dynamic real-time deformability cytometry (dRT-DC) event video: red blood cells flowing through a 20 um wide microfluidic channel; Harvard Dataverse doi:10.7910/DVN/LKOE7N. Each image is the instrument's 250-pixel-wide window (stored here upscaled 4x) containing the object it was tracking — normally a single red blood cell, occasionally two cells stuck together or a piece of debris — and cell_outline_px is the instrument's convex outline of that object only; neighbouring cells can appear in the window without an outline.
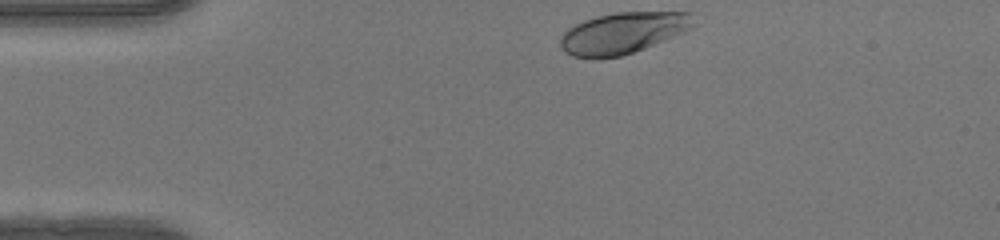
{"species": "human", "species_latin": "Homo sapiens", "temperature_condition": "warm", "stored_images_in_passage": 33, "camera_frame_rate_fps": 3000, "um_per_image_px": 0.085, "donor": {"sex": "female"}, "frame": {"image": 1, "passage_image": 1, "time_ms": 0.0, "image_size_px": [1000, 240], "cell_outline_px": [[680, 12], [640, 48], [632, 52], [616, 56], [576, 56], [568, 52], [564, 48], [564, 36], [572, 28], [588, 20], [604, 16], [624, 12]], "centroid_in_image_um": [52.3, 2.84], "position_along_channel_um": 32.7, "area_um2": 24.97}}
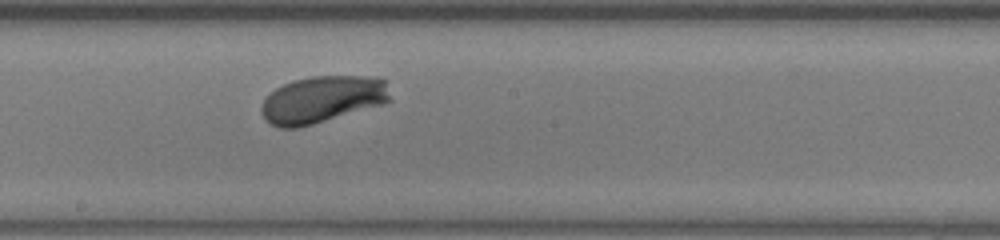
{"frame": {"image": 2, "passage_image": 19, "time_ms": 6.0, "image_size_px": [1000, 240], "cell_outline_px": [[388, 100], [308, 124], [272, 124], [264, 116], [264, 104], [268, 96], [272, 92], [288, 84], [300, 80], [324, 76], [340, 76], [384, 80]], "centroid_in_image_um": [27.37, 8.4], "position_along_channel_um": 220.8, "area_um2": 31.33}}
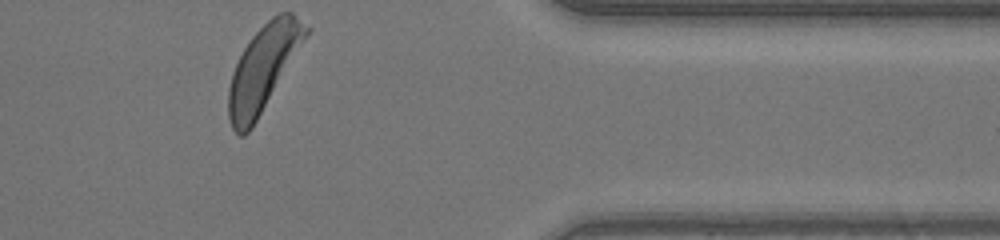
{"frame": {"image": 3, "passage_image": 33, "time_ms": 10.667, "image_size_px": [1000, 240], "cell_outline_px": [[300, 32], [260, 112], [252, 124], [244, 132], [236, 132], [232, 128], [228, 112], [228, 96], [232, 76], [236, 64], [240, 56], [256, 32], [268, 20], [284, 12], [288, 12], [292, 16], [300, 28]], "centroid_in_image_um": [22.1, 5.9], "position_along_channel_um": 389.3, "area_um2": 32.43}, "authors_computed_cell_mechanics": {"area_um2": 31.3276, "velocity_mm_per_s": 4.064, "shape_relaxation_time_tau1_ms": 1.5401, "shape_relaxation_time_tau2_ms": null, "deformation_change_tau1": 0.1419, "deformation_change_tau2": null}}